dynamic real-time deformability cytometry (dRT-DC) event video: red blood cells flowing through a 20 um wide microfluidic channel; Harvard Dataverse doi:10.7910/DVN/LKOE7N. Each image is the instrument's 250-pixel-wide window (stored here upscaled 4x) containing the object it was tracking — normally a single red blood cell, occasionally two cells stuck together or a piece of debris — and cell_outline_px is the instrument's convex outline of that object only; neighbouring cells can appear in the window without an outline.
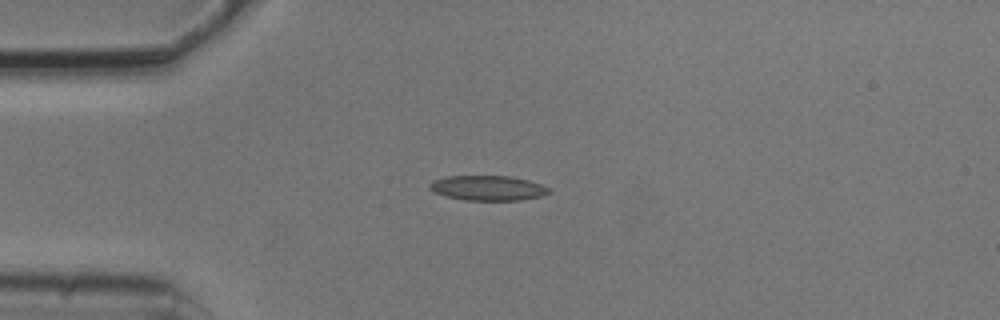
{"species": "common noctule bat (a hibernating species)", "species_latin": "Nyctalus noctula", "temperature_condition": "cold", "stored_images_in_passage": 5, "camera_frame_rate_fps": 3000, "um_per_image_px": 0.085, "animal": {"sex": "male", "body_mass_g": 20.5, "forearm_length_mm": 52.5}, "frame": {"image": 1, "passage_image": 5, "time_ms": 1.333, "image_size_px": [1000, 320], "cell_outline_px": [[552, 192], [540, 196], [520, 200], [464, 200], [444, 196], [428, 188], [428, 184], [432, 180], [444, 176], [512, 176], [528, 180], [540, 184], [548, 188]], "centroid_in_image_um": [41.42, 15.97], "position_along_channel_um": 43.6, "area_um2": 17.4}}